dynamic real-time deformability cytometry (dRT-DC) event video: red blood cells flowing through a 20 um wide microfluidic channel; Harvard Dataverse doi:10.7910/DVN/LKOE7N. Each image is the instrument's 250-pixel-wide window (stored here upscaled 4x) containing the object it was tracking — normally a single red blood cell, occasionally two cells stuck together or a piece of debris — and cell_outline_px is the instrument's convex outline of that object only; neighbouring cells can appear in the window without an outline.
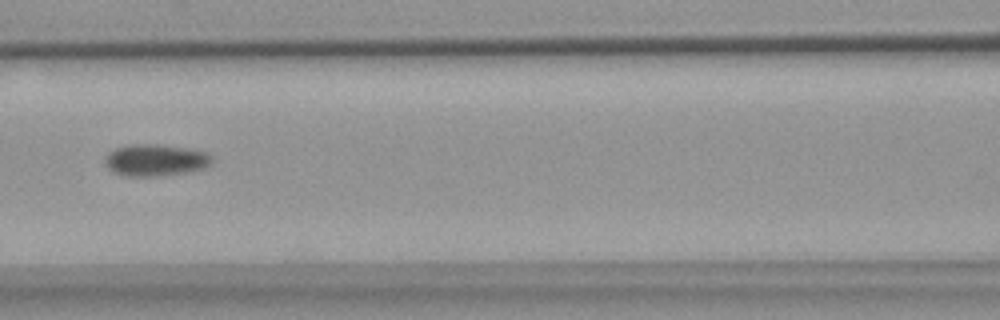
{"species": "common noctule bat (a hibernating species)", "species_latin": "Nyctalus noctula", "temperature_condition": "warm", "stored_images_in_passage": 8, "camera_frame_rate_fps": 3000, "um_per_image_px": 0.085, "animal": {"sex": "female", "body_mass_g": 18.4}, "frame": {"image": 1, "passage_image": 4, "time_ms": 4.667, "image_size_px": [1000, 320], "cell_outline_px": [[212, 160], [204, 168], [188, 172], [156, 176], [124, 176], [112, 172], [108, 168], [104, 160], [108, 152], [116, 148], [128, 144], [160, 144], [188, 148], [208, 152], [212, 156]], "centroid_in_image_um": [13.19, 13.6], "position_along_channel_um": 153.4, "area_um2": 20.0}}
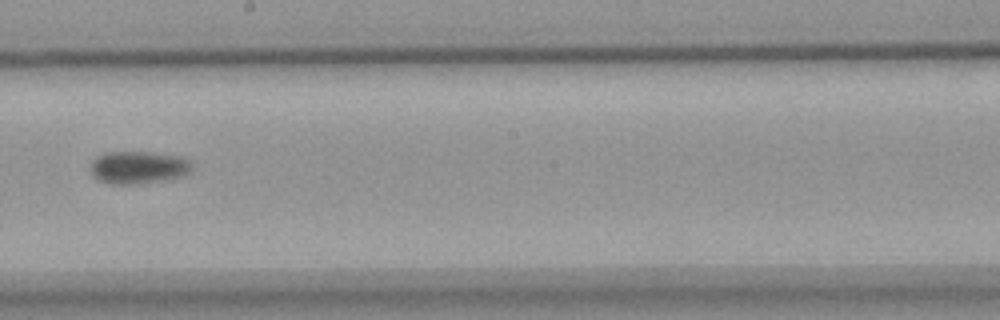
{"frame": {"image": 2, "passage_image": 6, "time_ms": 7.0, "image_size_px": [1000, 320], "cell_outline_px": [[192, 172], [188, 176], [164, 180], [136, 184], [108, 184], [92, 176], [88, 168], [92, 160], [96, 156], [104, 152], [148, 152], [180, 156], [188, 160], [192, 164]], "centroid_in_image_um": [11.75, 14.24], "position_along_channel_um": 236.5, "area_um2": 19.77}}
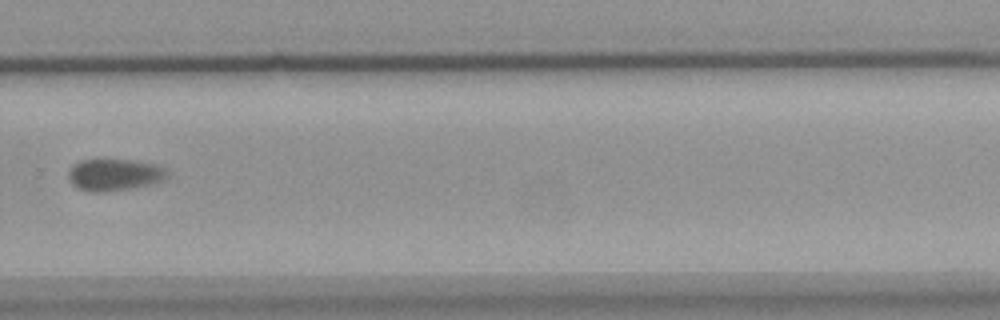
{"frame": {"image": 3, "passage_image": 8, "time_ms": 9.333, "image_size_px": [1000, 320], "cell_outline_px": [[168, 176], [164, 180], [152, 184], [108, 192], [92, 192], [76, 188], [68, 180], [68, 172], [72, 164], [80, 160], [140, 160], [156, 164], [164, 168], [168, 172]], "centroid_in_image_um": [9.72, 14.85], "position_along_channel_um": 320.1, "area_um2": 18.67}}